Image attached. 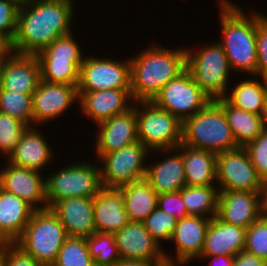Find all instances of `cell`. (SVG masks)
<instances>
[{"label":"cell","instance_id":"1","mask_svg":"<svg viewBox=\"0 0 267 266\" xmlns=\"http://www.w3.org/2000/svg\"><path fill=\"white\" fill-rule=\"evenodd\" d=\"M73 2L67 0H35L20 4L14 53L36 55L58 37L72 33Z\"/></svg>","mask_w":267,"mask_h":266},{"label":"cell","instance_id":"2","mask_svg":"<svg viewBox=\"0 0 267 266\" xmlns=\"http://www.w3.org/2000/svg\"><path fill=\"white\" fill-rule=\"evenodd\" d=\"M129 60L133 101H152L163 86L185 69L186 48L167 50L159 45L149 46Z\"/></svg>","mask_w":267,"mask_h":266},{"label":"cell","instance_id":"3","mask_svg":"<svg viewBox=\"0 0 267 266\" xmlns=\"http://www.w3.org/2000/svg\"><path fill=\"white\" fill-rule=\"evenodd\" d=\"M220 19L223 41L219 43L231 69L256 75L257 69V13L249 17L229 0H220Z\"/></svg>","mask_w":267,"mask_h":266},{"label":"cell","instance_id":"4","mask_svg":"<svg viewBox=\"0 0 267 266\" xmlns=\"http://www.w3.org/2000/svg\"><path fill=\"white\" fill-rule=\"evenodd\" d=\"M182 144L216 155L238 147L223 109L214 100L182 122Z\"/></svg>","mask_w":267,"mask_h":266},{"label":"cell","instance_id":"5","mask_svg":"<svg viewBox=\"0 0 267 266\" xmlns=\"http://www.w3.org/2000/svg\"><path fill=\"white\" fill-rule=\"evenodd\" d=\"M68 238L58 216L47 208L33 212L23 233L14 243L41 266H52Z\"/></svg>","mask_w":267,"mask_h":266},{"label":"cell","instance_id":"6","mask_svg":"<svg viewBox=\"0 0 267 266\" xmlns=\"http://www.w3.org/2000/svg\"><path fill=\"white\" fill-rule=\"evenodd\" d=\"M136 103L138 141L149 150L174 151L182 143V122L153 101ZM140 105L142 109L138 108ZM143 110V111H142Z\"/></svg>","mask_w":267,"mask_h":266},{"label":"cell","instance_id":"7","mask_svg":"<svg viewBox=\"0 0 267 266\" xmlns=\"http://www.w3.org/2000/svg\"><path fill=\"white\" fill-rule=\"evenodd\" d=\"M186 49V69L195 83L212 99L228 93L229 72L232 70L222 45L213 43L198 51Z\"/></svg>","mask_w":267,"mask_h":266},{"label":"cell","instance_id":"8","mask_svg":"<svg viewBox=\"0 0 267 266\" xmlns=\"http://www.w3.org/2000/svg\"><path fill=\"white\" fill-rule=\"evenodd\" d=\"M71 33L54 40L36 54L41 80L49 83L78 86L82 50Z\"/></svg>","mask_w":267,"mask_h":266},{"label":"cell","instance_id":"9","mask_svg":"<svg viewBox=\"0 0 267 266\" xmlns=\"http://www.w3.org/2000/svg\"><path fill=\"white\" fill-rule=\"evenodd\" d=\"M91 163H72L45 178L47 208L73 197L94 198L103 187L100 168Z\"/></svg>","mask_w":267,"mask_h":266},{"label":"cell","instance_id":"10","mask_svg":"<svg viewBox=\"0 0 267 266\" xmlns=\"http://www.w3.org/2000/svg\"><path fill=\"white\" fill-rule=\"evenodd\" d=\"M211 100L185 68L163 86L152 101L183 122L203 109Z\"/></svg>","mask_w":267,"mask_h":266},{"label":"cell","instance_id":"11","mask_svg":"<svg viewBox=\"0 0 267 266\" xmlns=\"http://www.w3.org/2000/svg\"><path fill=\"white\" fill-rule=\"evenodd\" d=\"M151 152L137 141L120 150L97 155L101 163V182L103 187L119 188L125 184L145 178L147 166L143 163Z\"/></svg>","mask_w":267,"mask_h":266},{"label":"cell","instance_id":"12","mask_svg":"<svg viewBox=\"0 0 267 266\" xmlns=\"http://www.w3.org/2000/svg\"><path fill=\"white\" fill-rule=\"evenodd\" d=\"M131 89L130 60L84 57L77 92Z\"/></svg>","mask_w":267,"mask_h":266},{"label":"cell","instance_id":"13","mask_svg":"<svg viewBox=\"0 0 267 266\" xmlns=\"http://www.w3.org/2000/svg\"><path fill=\"white\" fill-rule=\"evenodd\" d=\"M219 191H261L262 179L244 147L217 154Z\"/></svg>","mask_w":267,"mask_h":266},{"label":"cell","instance_id":"14","mask_svg":"<svg viewBox=\"0 0 267 266\" xmlns=\"http://www.w3.org/2000/svg\"><path fill=\"white\" fill-rule=\"evenodd\" d=\"M120 258L135 261H166L167 266H176V262L164 253L143 222H129L115 234Z\"/></svg>","mask_w":267,"mask_h":266},{"label":"cell","instance_id":"15","mask_svg":"<svg viewBox=\"0 0 267 266\" xmlns=\"http://www.w3.org/2000/svg\"><path fill=\"white\" fill-rule=\"evenodd\" d=\"M0 171V187L26 201L35 210L47 209L45 179L40 172L7 162ZM43 203L41 206H37Z\"/></svg>","mask_w":267,"mask_h":266},{"label":"cell","instance_id":"16","mask_svg":"<svg viewBox=\"0 0 267 266\" xmlns=\"http://www.w3.org/2000/svg\"><path fill=\"white\" fill-rule=\"evenodd\" d=\"M77 100V86L40 80L32 94L34 124H43L61 116Z\"/></svg>","mask_w":267,"mask_h":266},{"label":"cell","instance_id":"17","mask_svg":"<svg viewBox=\"0 0 267 266\" xmlns=\"http://www.w3.org/2000/svg\"><path fill=\"white\" fill-rule=\"evenodd\" d=\"M261 214L260 191H219L217 217L248 229Z\"/></svg>","mask_w":267,"mask_h":266},{"label":"cell","instance_id":"18","mask_svg":"<svg viewBox=\"0 0 267 266\" xmlns=\"http://www.w3.org/2000/svg\"><path fill=\"white\" fill-rule=\"evenodd\" d=\"M134 105L133 102V107L128 111L114 115L96 125L99 128L96 155H105L138 141L137 115Z\"/></svg>","mask_w":267,"mask_h":266},{"label":"cell","instance_id":"19","mask_svg":"<svg viewBox=\"0 0 267 266\" xmlns=\"http://www.w3.org/2000/svg\"><path fill=\"white\" fill-rule=\"evenodd\" d=\"M41 80L36 55L13 53L3 64L0 88L12 92L33 94Z\"/></svg>","mask_w":267,"mask_h":266},{"label":"cell","instance_id":"20","mask_svg":"<svg viewBox=\"0 0 267 266\" xmlns=\"http://www.w3.org/2000/svg\"><path fill=\"white\" fill-rule=\"evenodd\" d=\"M83 114L87 115L96 124H99L114 115L128 111L134 102L131 89H106L99 91L77 92Z\"/></svg>","mask_w":267,"mask_h":266},{"label":"cell","instance_id":"21","mask_svg":"<svg viewBox=\"0 0 267 266\" xmlns=\"http://www.w3.org/2000/svg\"><path fill=\"white\" fill-rule=\"evenodd\" d=\"M210 221L211 218L188 215L177 222L170 238L171 242L176 243V266L188 264L192 259L199 258Z\"/></svg>","mask_w":267,"mask_h":266},{"label":"cell","instance_id":"22","mask_svg":"<svg viewBox=\"0 0 267 266\" xmlns=\"http://www.w3.org/2000/svg\"><path fill=\"white\" fill-rule=\"evenodd\" d=\"M51 210L58 216L69 237L86 238L96 232L93 198H66L58 201Z\"/></svg>","mask_w":267,"mask_h":266},{"label":"cell","instance_id":"23","mask_svg":"<svg viewBox=\"0 0 267 266\" xmlns=\"http://www.w3.org/2000/svg\"><path fill=\"white\" fill-rule=\"evenodd\" d=\"M93 213L95 230L100 233L115 234L130 222L120 188L102 187L93 198Z\"/></svg>","mask_w":267,"mask_h":266},{"label":"cell","instance_id":"24","mask_svg":"<svg viewBox=\"0 0 267 266\" xmlns=\"http://www.w3.org/2000/svg\"><path fill=\"white\" fill-rule=\"evenodd\" d=\"M246 229L211 218L200 256H235L244 250Z\"/></svg>","mask_w":267,"mask_h":266},{"label":"cell","instance_id":"25","mask_svg":"<svg viewBox=\"0 0 267 266\" xmlns=\"http://www.w3.org/2000/svg\"><path fill=\"white\" fill-rule=\"evenodd\" d=\"M34 211L26 201L0 187V243H14Z\"/></svg>","mask_w":267,"mask_h":266},{"label":"cell","instance_id":"26","mask_svg":"<svg viewBox=\"0 0 267 266\" xmlns=\"http://www.w3.org/2000/svg\"><path fill=\"white\" fill-rule=\"evenodd\" d=\"M52 155V149L44 136L30 126L25 130L7 160L15 166L39 172L53 158Z\"/></svg>","mask_w":267,"mask_h":266},{"label":"cell","instance_id":"27","mask_svg":"<svg viewBox=\"0 0 267 266\" xmlns=\"http://www.w3.org/2000/svg\"><path fill=\"white\" fill-rule=\"evenodd\" d=\"M174 150L182 153L186 186L214 185L217 164L215 153L189 147L182 143Z\"/></svg>","mask_w":267,"mask_h":266},{"label":"cell","instance_id":"28","mask_svg":"<svg viewBox=\"0 0 267 266\" xmlns=\"http://www.w3.org/2000/svg\"><path fill=\"white\" fill-rule=\"evenodd\" d=\"M147 166L145 179L158 195L180 191L186 186L182 153Z\"/></svg>","mask_w":267,"mask_h":266},{"label":"cell","instance_id":"29","mask_svg":"<svg viewBox=\"0 0 267 266\" xmlns=\"http://www.w3.org/2000/svg\"><path fill=\"white\" fill-rule=\"evenodd\" d=\"M119 188L130 222H143L157 208L159 195L145 178Z\"/></svg>","mask_w":267,"mask_h":266},{"label":"cell","instance_id":"30","mask_svg":"<svg viewBox=\"0 0 267 266\" xmlns=\"http://www.w3.org/2000/svg\"><path fill=\"white\" fill-rule=\"evenodd\" d=\"M214 101L223 109L238 147H245L261 134V115L235 108L225 98Z\"/></svg>","mask_w":267,"mask_h":266},{"label":"cell","instance_id":"31","mask_svg":"<svg viewBox=\"0 0 267 266\" xmlns=\"http://www.w3.org/2000/svg\"><path fill=\"white\" fill-rule=\"evenodd\" d=\"M224 98L235 108L247 112L262 114L264 101L267 96V79L262 78V83L255 80H244Z\"/></svg>","mask_w":267,"mask_h":266},{"label":"cell","instance_id":"32","mask_svg":"<svg viewBox=\"0 0 267 266\" xmlns=\"http://www.w3.org/2000/svg\"><path fill=\"white\" fill-rule=\"evenodd\" d=\"M215 188L216 186L214 185L184 186L181 189V196L186 206L187 214L206 216V218L217 216L219 190ZM209 213L210 215L207 216Z\"/></svg>","mask_w":267,"mask_h":266},{"label":"cell","instance_id":"33","mask_svg":"<svg viewBox=\"0 0 267 266\" xmlns=\"http://www.w3.org/2000/svg\"><path fill=\"white\" fill-rule=\"evenodd\" d=\"M86 243L95 266H114L121 259L114 234L95 232Z\"/></svg>","mask_w":267,"mask_h":266},{"label":"cell","instance_id":"34","mask_svg":"<svg viewBox=\"0 0 267 266\" xmlns=\"http://www.w3.org/2000/svg\"><path fill=\"white\" fill-rule=\"evenodd\" d=\"M0 112L20 120L29 127L34 125L32 94L0 88Z\"/></svg>","mask_w":267,"mask_h":266},{"label":"cell","instance_id":"35","mask_svg":"<svg viewBox=\"0 0 267 266\" xmlns=\"http://www.w3.org/2000/svg\"><path fill=\"white\" fill-rule=\"evenodd\" d=\"M52 266H95L88 251L86 238L69 237Z\"/></svg>","mask_w":267,"mask_h":266},{"label":"cell","instance_id":"36","mask_svg":"<svg viewBox=\"0 0 267 266\" xmlns=\"http://www.w3.org/2000/svg\"><path fill=\"white\" fill-rule=\"evenodd\" d=\"M28 127L20 120L0 112V151L8 158Z\"/></svg>","mask_w":267,"mask_h":266},{"label":"cell","instance_id":"37","mask_svg":"<svg viewBox=\"0 0 267 266\" xmlns=\"http://www.w3.org/2000/svg\"><path fill=\"white\" fill-rule=\"evenodd\" d=\"M178 220L158 207L146 217L143 224L154 240L161 246V240L170 241Z\"/></svg>","mask_w":267,"mask_h":266},{"label":"cell","instance_id":"38","mask_svg":"<svg viewBox=\"0 0 267 266\" xmlns=\"http://www.w3.org/2000/svg\"><path fill=\"white\" fill-rule=\"evenodd\" d=\"M244 250L267 262V218L261 216L246 229Z\"/></svg>","mask_w":267,"mask_h":266},{"label":"cell","instance_id":"39","mask_svg":"<svg viewBox=\"0 0 267 266\" xmlns=\"http://www.w3.org/2000/svg\"><path fill=\"white\" fill-rule=\"evenodd\" d=\"M258 176L262 181L267 180V129L263 128L261 134L245 147Z\"/></svg>","mask_w":267,"mask_h":266},{"label":"cell","instance_id":"40","mask_svg":"<svg viewBox=\"0 0 267 266\" xmlns=\"http://www.w3.org/2000/svg\"><path fill=\"white\" fill-rule=\"evenodd\" d=\"M257 69L256 75L267 79V17L257 13Z\"/></svg>","mask_w":267,"mask_h":266},{"label":"cell","instance_id":"41","mask_svg":"<svg viewBox=\"0 0 267 266\" xmlns=\"http://www.w3.org/2000/svg\"><path fill=\"white\" fill-rule=\"evenodd\" d=\"M19 7L18 0H0V33L11 40L16 34Z\"/></svg>","mask_w":267,"mask_h":266},{"label":"cell","instance_id":"42","mask_svg":"<svg viewBox=\"0 0 267 266\" xmlns=\"http://www.w3.org/2000/svg\"><path fill=\"white\" fill-rule=\"evenodd\" d=\"M157 207L171 217H175L178 221L188 216L186 206L182 200L181 190L160 194Z\"/></svg>","mask_w":267,"mask_h":266},{"label":"cell","instance_id":"43","mask_svg":"<svg viewBox=\"0 0 267 266\" xmlns=\"http://www.w3.org/2000/svg\"><path fill=\"white\" fill-rule=\"evenodd\" d=\"M5 249L6 266H41L15 243H0Z\"/></svg>","mask_w":267,"mask_h":266},{"label":"cell","instance_id":"44","mask_svg":"<svg viewBox=\"0 0 267 266\" xmlns=\"http://www.w3.org/2000/svg\"><path fill=\"white\" fill-rule=\"evenodd\" d=\"M233 266H267V262L246 250L234 256Z\"/></svg>","mask_w":267,"mask_h":266},{"label":"cell","instance_id":"45","mask_svg":"<svg viewBox=\"0 0 267 266\" xmlns=\"http://www.w3.org/2000/svg\"><path fill=\"white\" fill-rule=\"evenodd\" d=\"M13 53L12 40L0 33V63H4Z\"/></svg>","mask_w":267,"mask_h":266},{"label":"cell","instance_id":"46","mask_svg":"<svg viewBox=\"0 0 267 266\" xmlns=\"http://www.w3.org/2000/svg\"><path fill=\"white\" fill-rule=\"evenodd\" d=\"M114 266H167L166 261H135L120 259Z\"/></svg>","mask_w":267,"mask_h":266},{"label":"cell","instance_id":"47","mask_svg":"<svg viewBox=\"0 0 267 266\" xmlns=\"http://www.w3.org/2000/svg\"><path fill=\"white\" fill-rule=\"evenodd\" d=\"M200 258H211V261L209 263V266L213 265L214 262L216 264H219L217 266H233L234 262V256L229 255H219V256H199ZM212 262V263H211ZM211 264V265H210Z\"/></svg>","mask_w":267,"mask_h":266},{"label":"cell","instance_id":"48","mask_svg":"<svg viewBox=\"0 0 267 266\" xmlns=\"http://www.w3.org/2000/svg\"><path fill=\"white\" fill-rule=\"evenodd\" d=\"M261 214L267 218V180H264L260 191Z\"/></svg>","mask_w":267,"mask_h":266},{"label":"cell","instance_id":"49","mask_svg":"<svg viewBox=\"0 0 267 266\" xmlns=\"http://www.w3.org/2000/svg\"><path fill=\"white\" fill-rule=\"evenodd\" d=\"M261 119H262L263 127L267 129V96H266V99L264 101Z\"/></svg>","mask_w":267,"mask_h":266},{"label":"cell","instance_id":"50","mask_svg":"<svg viewBox=\"0 0 267 266\" xmlns=\"http://www.w3.org/2000/svg\"><path fill=\"white\" fill-rule=\"evenodd\" d=\"M0 266H6L5 264V249L0 245Z\"/></svg>","mask_w":267,"mask_h":266},{"label":"cell","instance_id":"51","mask_svg":"<svg viewBox=\"0 0 267 266\" xmlns=\"http://www.w3.org/2000/svg\"><path fill=\"white\" fill-rule=\"evenodd\" d=\"M20 4L35 1V0H18Z\"/></svg>","mask_w":267,"mask_h":266},{"label":"cell","instance_id":"52","mask_svg":"<svg viewBox=\"0 0 267 266\" xmlns=\"http://www.w3.org/2000/svg\"><path fill=\"white\" fill-rule=\"evenodd\" d=\"M2 64H3V63H0V79H1Z\"/></svg>","mask_w":267,"mask_h":266}]
</instances>
